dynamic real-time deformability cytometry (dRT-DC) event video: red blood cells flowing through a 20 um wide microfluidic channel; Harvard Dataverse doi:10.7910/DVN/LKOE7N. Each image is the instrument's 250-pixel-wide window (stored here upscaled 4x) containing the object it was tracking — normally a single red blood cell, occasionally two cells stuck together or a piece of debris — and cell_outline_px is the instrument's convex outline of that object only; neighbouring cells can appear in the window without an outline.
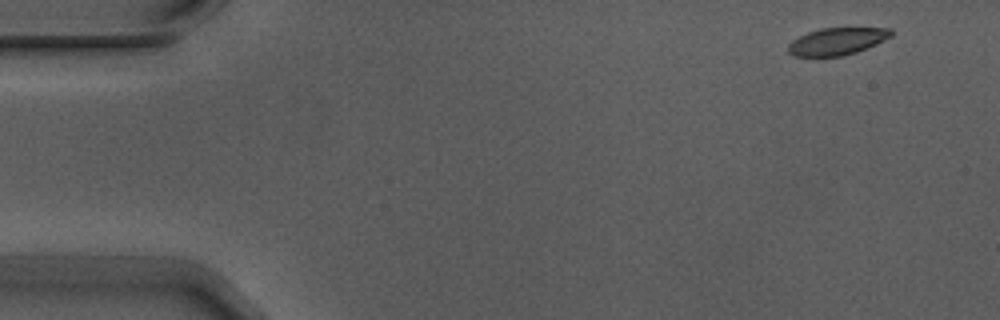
{"species": "Egyptian fruit bat (a non-hibernating species)", "species_latin": "Rousettus aegyptiacus", "temperature_condition": "warm", "stored_images_in_passage": 4, "camera_frame_rate_fps": 3000, "um_per_image_px": 0.085, "animal": {"sex": "male"}, "frame": {"image": 1, "passage_image": 1, "time_ms": 0.0, "image_size_px": [1000, 320], "cell_outline_px": [[892, 36], [876, 44], [856, 52], [840, 56], [792, 56], [788, 52], [788, 44], [792, 40], [808, 32], [820, 28], [892, 28]], "centroid_in_image_um": [71.13, 3.51], "position_along_channel_um": 13.9, "area_um2": 16.24}}
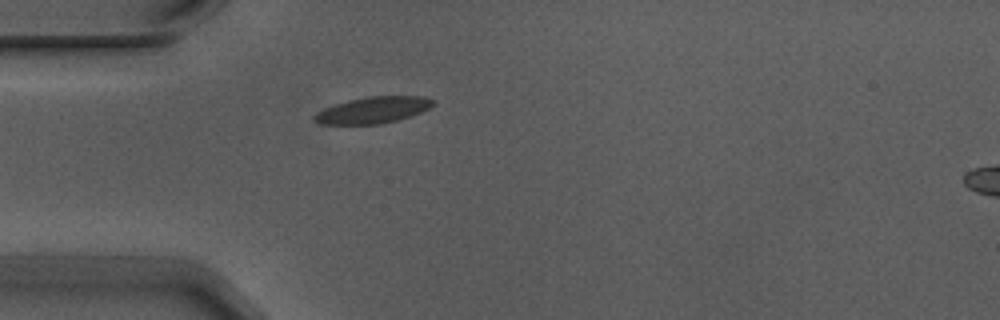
{"frame": {"image": 2, "passage_image": 4, "time_ms": 1.0, "image_size_px": [1000, 320], "cell_outline_px": [[436, 104], [420, 112], [396, 120], [380, 124], [320, 124], [312, 120], [312, 116], [316, 112], [324, 108], [348, 100], [368, 96], [424, 96], [436, 100]], "centroid_in_image_um": [31.69, 9.34], "position_along_channel_um": 53.3, "area_um2": 18.32}}